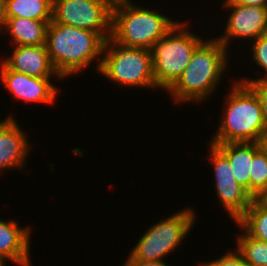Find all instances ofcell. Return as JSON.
<instances>
[{
    "instance_id": "cell-26",
    "label": "cell",
    "mask_w": 267,
    "mask_h": 266,
    "mask_svg": "<svg viewBox=\"0 0 267 266\" xmlns=\"http://www.w3.org/2000/svg\"><path fill=\"white\" fill-rule=\"evenodd\" d=\"M6 21L5 0H0V34L5 31Z\"/></svg>"
},
{
    "instance_id": "cell-19",
    "label": "cell",
    "mask_w": 267,
    "mask_h": 266,
    "mask_svg": "<svg viewBox=\"0 0 267 266\" xmlns=\"http://www.w3.org/2000/svg\"><path fill=\"white\" fill-rule=\"evenodd\" d=\"M242 232L237 235L236 249L249 266H267V243L249 236L240 226Z\"/></svg>"
},
{
    "instance_id": "cell-18",
    "label": "cell",
    "mask_w": 267,
    "mask_h": 266,
    "mask_svg": "<svg viewBox=\"0 0 267 266\" xmlns=\"http://www.w3.org/2000/svg\"><path fill=\"white\" fill-rule=\"evenodd\" d=\"M235 224L252 238L267 243V206L259 198L252 199L250 207Z\"/></svg>"
},
{
    "instance_id": "cell-2",
    "label": "cell",
    "mask_w": 267,
    "mask_h": 266,
    "mask_svg": "<svg viewBox=\"0 0 267 266\" xmlns=\"http://www.w3.org/2000/svg\"><path fill=\"white\" fill-rule=\"evenodd\" d=\"M104 44L105 40L97 32L53 21L47 27L49 58L62 79L81 73L92 63L96 64V72L99 71Z\"/></svg>"
},
{
    "instance_id": "cell-12",
    "label": "cell",
    "mask_w": 267,
    "mask_h": 266,
    "mask_svg": "<svg viewBox=\"0 0 267 266\" xmlns=\"http://www.w3.org/2000/svg\"><path fill=\"white\" fill-rule=\"evenodd\" d=\"M18 120L10 118L0 129V175L3 171L10 169L18 170L23 167L28 154L33 148L29 142L27 132L19 126ZM21 128V129H20Z\"/></svg>"
},
{
    "instance_id": "cell-27",
    "label": "cell",
    "mask_w": 267,
    "mask_h": 266,
    "mask_svg": "<svg viewBox=\"0 0 267 266\" xmlns=\"http://www.w3.org/2000/svg\"><path fill=\"white\" fill-rule=\"evenodd\" d=\"M9 259L0 252V266H6V261Z\"/></svg>"
},
{
    "instance_id": "cell-11",
    "label": "cell",
    "mask_w": 267,
    "mask_h": 266,
    "mask_svg": "<svg viewBox=\"0 0 267 266\" xmlns=\"http://www.w3.org/2000/svg\"><path fill=\"white\" fill-rule=\"evenodd\" d=\"M53 79L29 76L10 70L0 62V82L18 102L55 104L60 88L53 85Z\"/></svg>"
},
{
    "instance_id": "cell-30",
    "label": "cell",
    "mask_w": 267,
    "mask_h": 266,
    "mask_svg": "<svg viewBox=\"0 0 267 266\" xmlns=\"http://www.w3.org/2000/svg\"><path fill=\"white\" fill-rule=\"evenodd\" d=\"M259 199L267 206V191Z\"/></svg>"
},
{
    "instance_id": "cell-28",
    "label": "cell",
    "mask_w": 267,
    "mask_h": 266,
    "mask_svg": "<svg viewBox=\"0 0 267 266\" xmlns=\"http://www.w3.org/2000/svg\"><path fill=\"white\" fill-rule=\"evenodd\" d=\"M262 146L267 150V127L263 136Z\"/></svg>"
},
{
    "instance_id": "cell-22",
    "label": "cell",
    "mask_w": 267,
    "mask_h": 266,
    "mask_svg": "<svg viewBox=\"0 0 267 266\" xmlns=\"http://www.w3.org/2000/svg\"><path fill=\"white\" fill-rule=\"evenodd\" d=\"M233 247V251L226 250L224 255L221 257H217L215 260H206L203 262H199L200 266H249L244 260L243 256L237 251V249ZM201 263V264H200Z\"/></svg>"
},
{
    "instance_id": "cell-21",
    "label": "cell",
    "mask_w": 267,
    "mask_h": 266,
    "mask_svg": "<svg viewBox=\"0 0 267 266\" xmlns=\"http://www.w3.org/2000/svg\"><path fill=\"white\" fill-rule=\"evenodd\" d=\"M251 58L253 59L252 62L259 67L260 70H263L264 75L256 78H246L241 79V81H254V80H262L267 79V34L262 35L251 41Z\"/></svg>"
},
{
    "instance_id": "cell-10",
    "label": "cell",
    "mask_w": 267,
    "mask_h": 266,
    "mask_svg": "<svg viewBox=\"0 0 267 266\" xmlns=\"http://www.w3.org/2000/svg\"><path fill=\"white\" fill-rule=\"evenodd\" d=\"M222 10L228 13L224 33L216 38L227 48H231V41L239 38L254 41L267 34V7L247 6L233 3H222ZM224 8V9H223ZM224 34V35H223Z\"/></svg>"
},
{
    "instance_id": "cell-5",
    "label": "cell",
    "mask_w": 267,
    "mask_h": 266,
    "mask_svg": "<svg viewBox=\"0 0 267 266\" xmlns=\"http://www.w3.org/2000/svg\"><path fill=\"white\" fill-rule=\"evenodd\" d=\"M179 21L150 49L155 84L165 91L182 75L193 52L204 41L196 32L189 31V20Z\"/></svg>"
},
{
    "instance_id": "cell-6",
    "label": "cell",
    "mask_w": 267,
    "mask_h": 266,
    "mask_svg": "<svg viewBox=\"0 0 267 266\" xmlns=\"http://www.w3.org/2000/svg\"><path fill=\"white\" fill-rule=\"evenodd\" d=\"M100 76L124 87L159 89L155 84L151 52L144 48L126 47L111 38L105 41Z\"/></svg>"
},
{
    "instance_id": "cell-1",
    "label": "cell",
    "mask_w": 267,
    "mask_h": 266,
    "mask_svg": "<svg viewBox=\"0 0 267 266\" xmlns=\"http://www.w3.org/2000/svg\"><path fill=\"white\" fill-rule=\"evenodd\" d=\"M204 41L193 52L189 64L178 80L167 90L176 104L203 103L225 79L231 53L215 37ZM204 100V101H203Z\"/></svg>"
},
{
    "instance_id": "cell-13",
    "label": "cell",
    "mask_w": 267,
    "mask_h": 266,
    "mask_svg": "<svg viewBox=\"0 0 267 266\" xmlns=\"http://www.w3.org/2000/svg\"><path fill=\"white\" fill-rule=\"evenodd\" d=\"M2 62L13 71L25 73L40 78H58L63 80L55 71L47 51L46 45L14 46L12 53L4 56Z\"/></svg>"
},
{
    "instance_id": "cell-25",
    "label": "cell",
    "mask_w": 267,
    "mask_h": 266,
    "mask_svg": "<svg viewBox=\"0 0 267 266\" xmlns=\"http://www.w3.org/2000/svg\"><path fill=\"white\" fill-rule=\"evenodd\" d=\"M222 2L247 6L267 7V0H224Z\"/></svg>"
},
{
    "instance_id": "cell-17",
    "label": "cell",
    "mask_w": 267,
    "mask_h": 266,
    "mask_svg": "<svg viewBox=\"0 0 267 266\" xmlns=\"http://www.w3.org/2000/svg\"><path fill=\"white\" fill-rule=\"evenodd\" d=\"M53 0H5L6 18L52 21Z\"/></svg>"
},
{
    "instance_id": "cell-16",
    "label": "cell",
    "mask_w": 267,
    "mask_h": 266,
    "mask_svg": "<svg viewBox=\"0 0 267 266\" xmlns=\"http://www.w3.org/2000/svg\"><path fill=\"white\" fill-rule=\"evenodd\" d=\"M4 33L10 35L14 46L46 45L47 27L51 21L31 20L28 18H6Z\"/></svg>"
},
{
    "instance_id": "cell-14",
    "label": "cell",
    "mask_w": 267,
    "mask_h": 266,
    "mask_svg": "<svg viewBox=\"0 0 267 266\" xmlns=\"http://www.w3.org/2000/svg\"><path fill=\"white\" fill-rule=\"evenodd\" d=\"M20 227L16 220L0 219V252L16 266H32L31 228Z\"/></svg>"
},
{
    "instance_id": "cell-20",
    "label": "cell",
    "mask_w": 267,
    "mask_h": 266,
    "mask_svg": "<svg viewBox=\"0 0 267 266\" xmlns=\"http://www.w3.org/2000/svg\"><path fill=\"white\" fill-rule=\"evenodd\" d=\"M249 175V194L260 198L267 191V150L264 147L253 156Z\"/></svg>"
},
{
    "instance_id": "cell-23",
    "label": "cell",
    "mask_w": 267,
    "mask_h": 266,
    "mask_svg": "<svg viewBox=\"0 0 267 266\" xmlns=\"http://www.w3.org/2000/svg\"><path fill=\"white\" fill-rule=\"evenodd\" d=\"M240 82L248 84L259 97L262 105L263 115L267 123V79Z\"/></svg>"
},
{
    "instance_id": "cell-3",
    "label": "cell",
    "mask_w": 267,
    "mask_h": 266,
    "mask_svg": "<svg viewBox=\"0 0 267 266\" xmlns=\"http://www.w3.org/2000/svg\"><path fill=\"white\" fill-rule=\"evenodd\" d=\"M232 81L228 94L223 96L225 108L219 126L209 143H262L267 123L260 99L248 84L236 79Z\"/></svg>"
},
{
    "instance_id": "cell-8",
    "label": "cell",
    "mask_w": 267,
    "mask_h": 266,
    "mask_svg": "<svg viewBox=\"0 0 267 266\" xmlns=\"http://www.w3.org/2000/svg\"><path fill=\"white\" fill-rule=\"evenodd\" d=\"M112 0H53L52 21L97 32L105 41L112 34Z\"/></svg>"
},
{
    "instance_id": "cell-15",
    "label": "cell",
    "mask_w": 267,
    "mask_h": 266,
    "mask_svg": "<svg viewBox=\"0 0 267 266\" xmlns=\"http://www.w3.org/2000/svg\"><path fill=\"white\" fill-rule=\"evenodd\" d=\"M215 145L229 160L237 183L249 193V173L253 156L263 147L259 142H230Z\"/></svg>"
},
{
    "instance_id": "cell-9",
    "label": "cell",
    "mask_w": 267,
    "mask_h": 266,
    "mask_svg": "<svg viewBox=\"0 0 267 266\" xmlns=\"http://www.w3.org/2000/svg\"><path fill=\"white\" fill-rule=\"evenodd\" d=\"M209 155L213 165L215 192L223 211L236 223L250 207L253 197L240 186L232 174L228 158L213 144L209 143Z\"/></svg>"
},
{
    "instance_id": "cell-24",
    "label": "cell",
    "mask_w": 267,
    "mask_h": 266,
    "mask_svg": "<svg viewBox=\"0 0 267 266\" xmlns=\"http://www.w3.org/2000/svg\"><path fill=\"white\" fill-rule=\"evenodd\" d=\"M121 266H169L168 263L160 261H141V260H125Z\"/></svg>"
},
{
    "instance_id": "cell-7",
    "label": "cell",
    "mask_w": 267,
    "mask_h": 266,
    "mask_svg": "<svg viewBox=\"0 0 267 266\" xmlns=\"http://www.w3.org/2000/svg\"><path fill=\"white\" fill-rule=\"evenodd\" d=\"M185 208L146 228V232L130 250L126 259L165 262V257L175 252L194 228L196 211L193 208Z\"/></svg>"
},
{
    "instance_id": "cell-29",
    "label": "cell",
    "mask_w": 267,
    "mask_h": 266,
    "mask_svg": "<svg viewBox=\"0 0 267 266\" xmlns=\"http://www.w3.org/2000/svg\"><path fill=\"white\" fill-rule=\"evenodd\" d=\"M9 116H7L4 120H0V129L2 128V126L10 119V118H14V116L13 115H11V113L10 114H8Z\"/></svg>"
},
{
    "instance_id": "cell-4",
    "label": "cell",
    "mask_w": 267,
    "mask_h": 266,
    "mask_svg": "<svg viewBox=\"0 0 267 266\" xmlns=\"http://www.w3.org/2000/svg\"><path fill=\"white\" fill-rule=\"evenodd\" d=\"M175 20L131 0H118L112 7L111 39L126 47L150 50L175 26Z\"/></svg>"
}]
</instances>
